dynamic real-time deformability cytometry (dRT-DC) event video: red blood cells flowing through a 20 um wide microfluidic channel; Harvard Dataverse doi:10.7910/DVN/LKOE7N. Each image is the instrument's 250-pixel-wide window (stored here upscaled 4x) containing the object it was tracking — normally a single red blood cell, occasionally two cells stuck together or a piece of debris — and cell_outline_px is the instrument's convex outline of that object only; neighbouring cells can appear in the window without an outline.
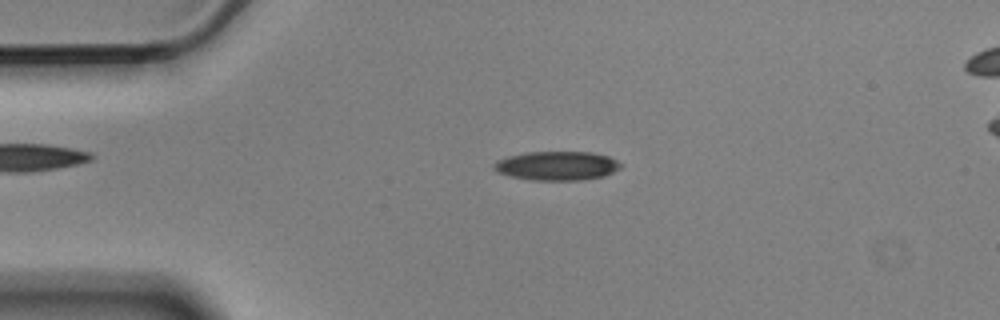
{"species": "Egyptian fruit bat (a non-hibernating species)", "species_latin": "Rousettus aegyptiacus", "temperature_condition": "cold", "stored_images_in_passage": 4, "camera_frame_rate_fps": 3000, "um_per_image_px": 0.085, "animal": {"sex": "male"}, "frame": {"image": 1, "passage_image": 2, "time_ms": 0.333, "image_size_px": [1000, 320], "cell_outline_px": [[624, 164], [620, 168], [604, 176], [580, 180], [532, 180], [508, 176], [496, 172], [492, 168], [492, 164], [496, 160], [508, 156], [524, 152], [592, 152], [608, 156]], "centroid_in_image_um": [47.29, 14.09], "position_along_channel_um": 37.7, "area_um2": 21.68}}